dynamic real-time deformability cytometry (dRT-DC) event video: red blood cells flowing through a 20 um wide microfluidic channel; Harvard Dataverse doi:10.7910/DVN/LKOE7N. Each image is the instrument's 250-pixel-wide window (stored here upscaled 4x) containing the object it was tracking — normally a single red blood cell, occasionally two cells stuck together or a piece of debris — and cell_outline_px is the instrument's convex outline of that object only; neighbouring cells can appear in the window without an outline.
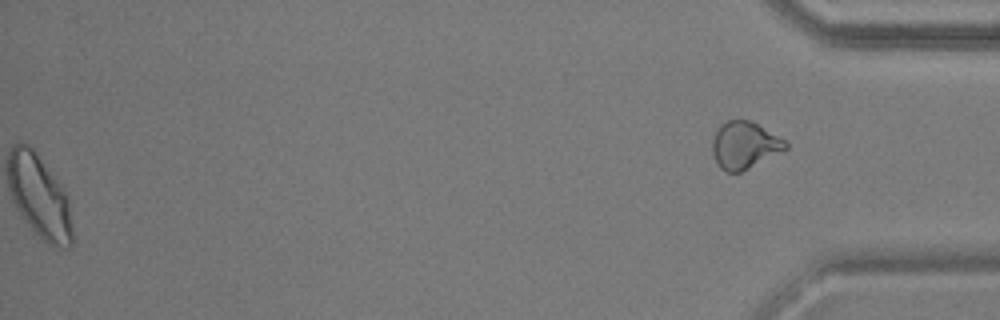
{"species": "common noctule bat (a hibernating species)", "species_latin": "Nyctalus noctula", "temperature_condition": "warm", "stored_images_in_passage": 52, "segment_of_instrument_passage": [2, 2], "camera_frame_rate_fps": 3000, "um_per_image_px": 0.085, "animal": {"sex": "male", "body_mass_g": 17.9, "forearm_length_mm": 54.2}, "frame": {"image": 1, "passage_image": 52, "time_ms": 17.0, "image_size_px": [1000, 320], "cell_outline_px": [[788, 148], [740, 172], [728, 172], [720, 168], [712, 152], [712, 140], [720, 124], [728, 120], [748, 120], [756, 124], [784, 140], [788, 144]], "centroid_in_image_um": [63.25, 12.34], "position_along_channel_um": 372.0, "area_um2": 19.59}}